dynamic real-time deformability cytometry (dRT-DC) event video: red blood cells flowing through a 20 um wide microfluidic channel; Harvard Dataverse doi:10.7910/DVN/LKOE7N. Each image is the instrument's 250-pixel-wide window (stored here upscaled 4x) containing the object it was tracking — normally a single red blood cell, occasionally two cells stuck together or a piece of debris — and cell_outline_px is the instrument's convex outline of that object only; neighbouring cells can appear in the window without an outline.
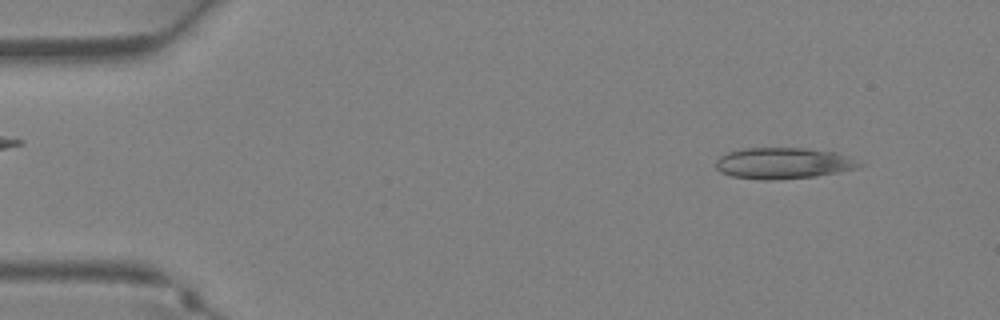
{"species": "Egyptian fruit bat (a non-hibernating species)", "species_latin": "Rousettus aegyptiacus", "temperature_condition": "warm", "stored_images_in_passage": 13, "camera_frame_rate_fps": 3000, "um_per_image_px": 0.085, "animal": {"sex": "female"}, "frame": {"image": 1, "passage_image": 3, "time_ms": 0.667, "image_size_px": [1000, 320], "cell_outline_px": [[868, 164], [860, 168], [840, 172], [816, 176], [772, 180], [764, 180], [732, 176], [720, 172], [716, 168], [716, 160], [720, 156], [728, 152], [744, 148], [808, 148], [836, 152]], "centroid_in_image_um": [66.64, 13.87], "position_along_channel_um": 18.4, "area_um2": 26.36}}
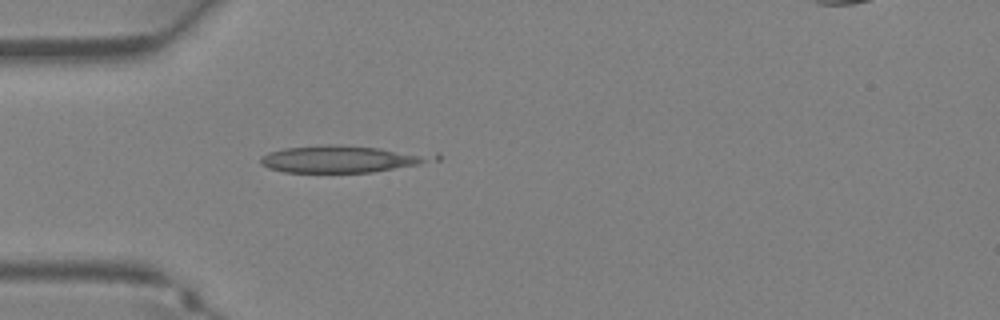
{"frame": {"image": 2, "passage_image": 10, "time_ms": 3.0, "image_size_px": [1000, 320], "cell_outline_px": [[440, 160], [420, 164], [372, 172], [284, 172], [268, 168], [260, 164], [260, 156], [268, 152], [284, 148], [324, 144], [336, 144], [436, 152], [440, 156]], "centroid_in_image_um": [29.18, 13.49], "position_along_channel_um": 55.8, "area_um2": 27.98}}